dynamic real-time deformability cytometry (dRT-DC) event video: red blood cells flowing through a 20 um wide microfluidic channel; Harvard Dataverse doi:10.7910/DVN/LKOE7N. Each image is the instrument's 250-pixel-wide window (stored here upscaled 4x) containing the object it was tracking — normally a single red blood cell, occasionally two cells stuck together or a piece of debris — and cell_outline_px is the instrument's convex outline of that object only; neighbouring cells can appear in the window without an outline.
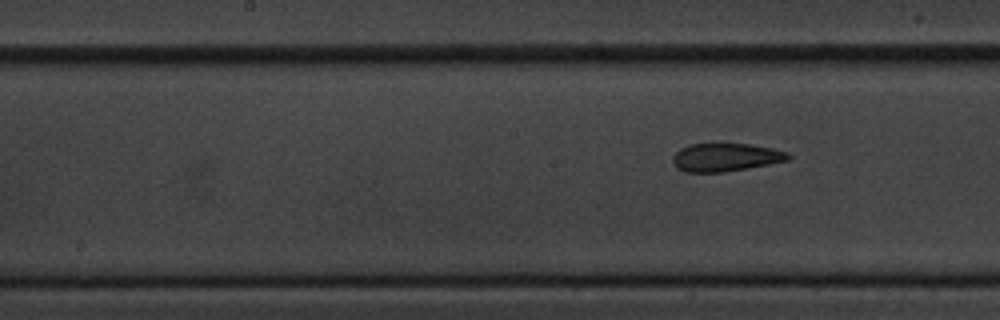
{"species": "common noctule bat (a hibernating species)", "species_latin": "Nyctalus noctula", "temperature_condition": "cold", "stored_images_in_passage": 9, "segment_of_instrument_passage": [2, 2], "camera_frame_rate_fps": 3000, "um_per_image_px": 0.085, "animal": {"sex": "male", "body_mass_g": 20.1, "forearm_length_mm": 53.5}, "frame": {"image": 1, "passage_image": 9, "time_ms": 2.667, "image_size_px": [1000, 320], "cell_outline_px": [[792, 156], [788, 160], [748, 168], [724, 172], [684, 172], [676, 168], [672, 160], [672, 156], [680, 148], [688, 144], [716, 140], [720, 140], [748, 144], [772, 148], [788, 152]], "centroid_in_image_um": [61.62, 13.31], "position_along_channel_um": 186.6, "area_um2": 19.88}}